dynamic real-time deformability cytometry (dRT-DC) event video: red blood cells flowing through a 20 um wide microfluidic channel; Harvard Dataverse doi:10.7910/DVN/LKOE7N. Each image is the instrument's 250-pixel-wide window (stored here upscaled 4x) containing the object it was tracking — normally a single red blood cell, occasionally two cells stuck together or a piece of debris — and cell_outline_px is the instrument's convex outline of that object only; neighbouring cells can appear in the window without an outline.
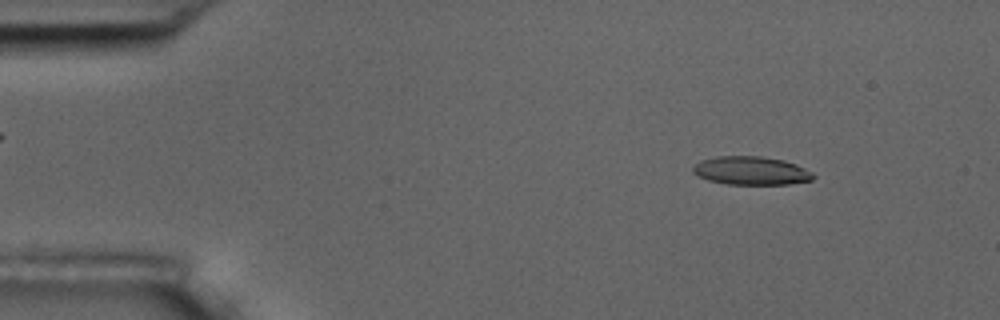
{"species": "common noctule bat (a hibernating species)", "species_latin": "Nyctalus noctula", "temperature_condition": "room temperature", "stored_images_in_passage": 3, "camera_frame_rate_fps": 3000, "um_per_image_px": 0.085, "animal": {"sex": "male", "body_mass_g": 17.5, "forearm_length_mm": 52.3}, "frame": {"image": 1, "passage_image": 1, "time_ms": 0.0, "image_size_px": [1000, 320], "cell_outline_px": [[816, 176], [812, 180], [788, 184], [728, 184], [708, 180], [696, 176], [692, 172], [692, 168], [700, 160], [716, 156], [760, 156], [784, 160], [796, 164], [812, 172]], "centroid_in_image_um": [63.83, 14.5], "position_along_channel_um": 21.2, "area_um2": 20.0}}